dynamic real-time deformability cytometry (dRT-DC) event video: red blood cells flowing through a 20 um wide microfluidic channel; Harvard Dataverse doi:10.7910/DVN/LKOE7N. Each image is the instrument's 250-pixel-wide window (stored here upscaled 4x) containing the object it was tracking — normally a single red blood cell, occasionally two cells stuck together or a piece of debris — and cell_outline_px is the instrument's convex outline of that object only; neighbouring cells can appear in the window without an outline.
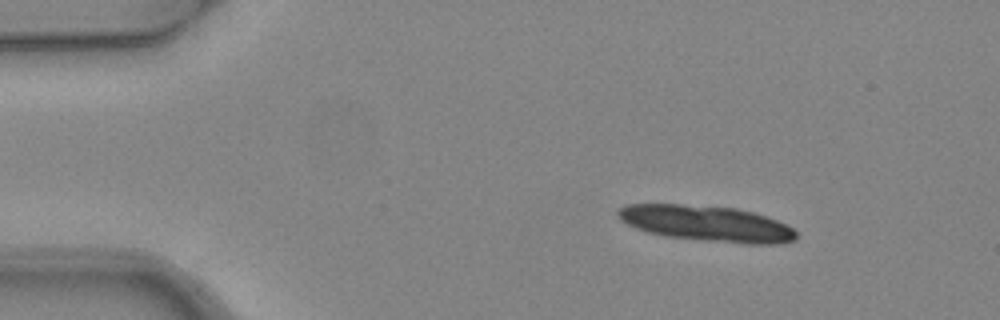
{"species": "common noctule bat (a hibernating species)", "species_latin": "Nyctalus noctula", "temperature_condition": "warm", "stored_images_in_passage": 4, "camera_frame_rate_fps": 3000, "um_per_image_px": 0.085, "animal": {"sex": "female", "body_mass_g": 24.6, "forearm_length_mm": 56.2}, "frame": {"image": 1, "passage_image": 2, "time_ms": 0.333, "image_size_px": [1000, 320], "cell_outline_px": [[796, 240], [776, 244], [744, 244], [664, 236], [648, 232], [636, 228], [620, 220], [616, 212], [620, 208], [628, 204], [680, 204], [736, 208], [752, 212], [776, 220], [792, 228], [796, 232]], "centroid_in_image_um": [60.05, 19.0], "position_along_channel_um": 24.9, "area_um2": 36.99}}